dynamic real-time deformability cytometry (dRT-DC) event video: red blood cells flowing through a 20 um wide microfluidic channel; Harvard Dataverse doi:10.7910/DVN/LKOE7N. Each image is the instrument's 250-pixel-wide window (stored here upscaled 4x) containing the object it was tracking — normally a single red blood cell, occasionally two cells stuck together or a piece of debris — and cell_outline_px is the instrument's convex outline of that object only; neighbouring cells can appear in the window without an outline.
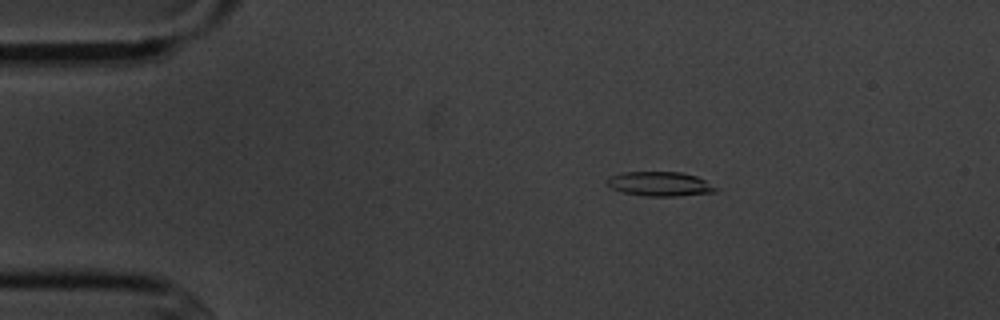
{"species": "common noctule bat (a hibernating species)", "species_latin": "Nyctalus noctula", "temperature_condition": "cold", "stored_images_in_passage": 3, "camera_frame_rate_fps": 3000, "um_per_image_px": 0.085, "animal": {"sex": "male", "body_mass_g": 20.1, "forearm_length_mm": 53.5}, "frame": {"image": 1, "passage_image": 1, "time_ms": 0.0, "image_size_px": [1000, 320], "cell_outline_px": [[716, 192], [676, 196], [644, 196], [624, 192], [612, 188], [604, 180], [608, 176], [624, 172], [680, 172], [696, 176], [704, 180], [716, 188]], "centroid_in_image_um": [56.04, 15.63], "position_along_channel_um": 29.0, "area_um2": 15.32}}